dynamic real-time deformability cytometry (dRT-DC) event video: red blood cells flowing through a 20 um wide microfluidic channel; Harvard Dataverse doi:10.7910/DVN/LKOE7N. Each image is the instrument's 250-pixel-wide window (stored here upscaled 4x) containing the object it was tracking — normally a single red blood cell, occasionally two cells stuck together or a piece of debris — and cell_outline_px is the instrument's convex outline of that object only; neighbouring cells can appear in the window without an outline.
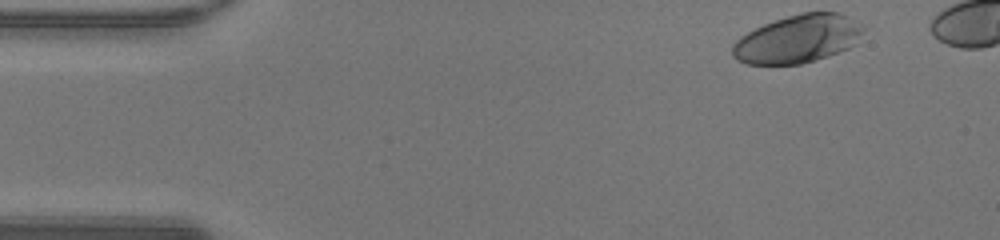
{"species": "human", "species_latin": "Homo sapiens", "temperature_condition": "warm", "stored_images_in_passage": 39, "camera_frame_rate_fps": 3000, "um_per_image_px": 0.085, "donor": {"sex": "male"}, "frame": {"image": 1, "passage_image": 1, "time_ms": 0.0, "image_size_px": [1000, 240], "cell_outline_px": [[868, 28], [856, 44], [848, 48], [800, 64], [748, 64], [736, 60], [732, 56], [732, 44], [740, 36], [764, 24], [800, 12], [840, 12], [848, 16]], "centroid_in_image_um": [67.84, 3.29], "position_along_channel_um": 17.2, "area_um2": 36.65}}
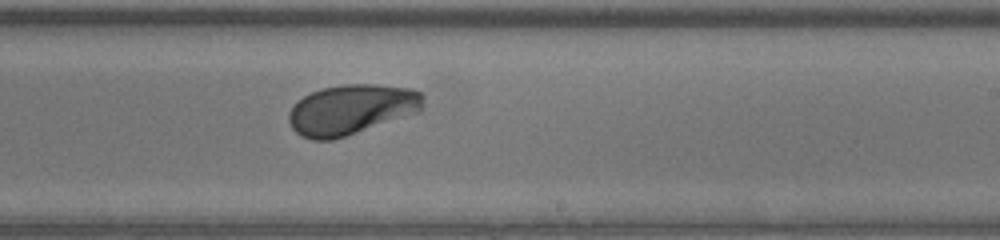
{"frame": {"image": 2, "passage_image": 25, "time_ms": 8.0, "image_size_px": [1000, 240], "cell_outline_px": [[424, 96], [420, 112], [332, 140], [312, 140], [300, 136], [292, 128], [288, 120], [288, 112], [304, 96], [320, 88], [344, 84], [380, 84], [412, 88], [424, 92]], "centroid_in_image_um": [29.89, 9.3], "position_along_channel_um": 259.1, "area_um2": 39.42}}
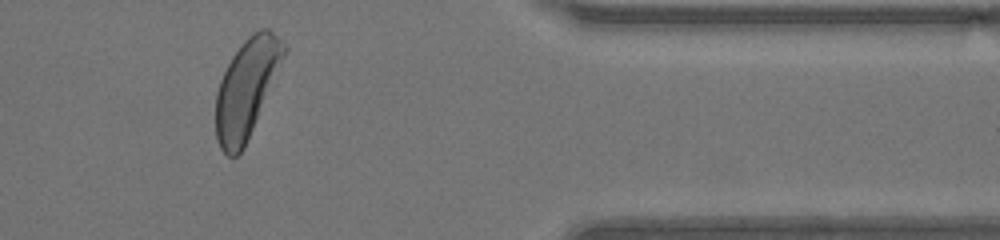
{"frame": {"image": 3, "passage_image": 36, "time_ms": 11.667, "image_size_px": [1000, 240], "cell_outline_px": [[288, 52], [244, 148], [236, 156], [228, 156], [220, 148], [216, 136], [216, 92], [220, 80], [232, 56], [244, 40], [252, 32], [260, 28], [268, 28], [288, 48]], "centroid_in_image_um": [20.98, 7.49], "position_along_channel_um": 390.4, "area_um2": 39.02}}